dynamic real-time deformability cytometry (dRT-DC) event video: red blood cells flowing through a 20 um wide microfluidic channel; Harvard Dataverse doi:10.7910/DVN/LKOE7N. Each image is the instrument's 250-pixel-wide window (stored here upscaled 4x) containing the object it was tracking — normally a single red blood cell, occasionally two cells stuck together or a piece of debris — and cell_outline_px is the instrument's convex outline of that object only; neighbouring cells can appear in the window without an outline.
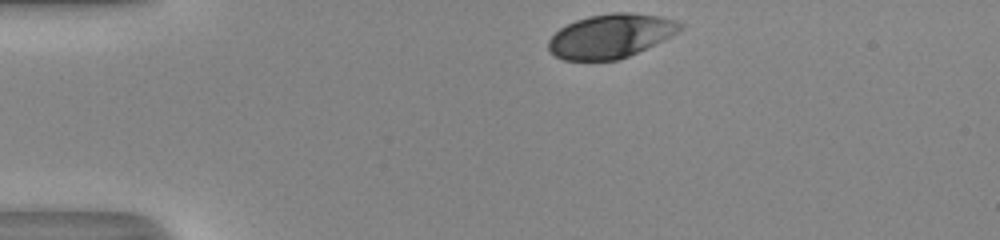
{"species": "human", "species_latin": "Homo sapiens", "temperature_condition": "room temperature", "stored_images_in_passage": 32, "camera_frame_rate_fps": 3000, "um_per_image_px": 0.085, "donor": {"sex": "male"}, "frame": {"image": 1, "passage_image": 1, "time_ms": 0.0, "image_size_px": [1000, 240], "cell_outline_px": [[684, 28], [620, 60], [564, 60], [556, 56], [548, 48], [548, 40], [560, 28], [576, 20], [588, 16], [612, 12], [628, 12], [660, 16], [680, 20], [684, 24]], "centroid_in_image_um": [51.9, 3.04], "position_along_channel_um": 33.1, "area_um2": 33.41}}
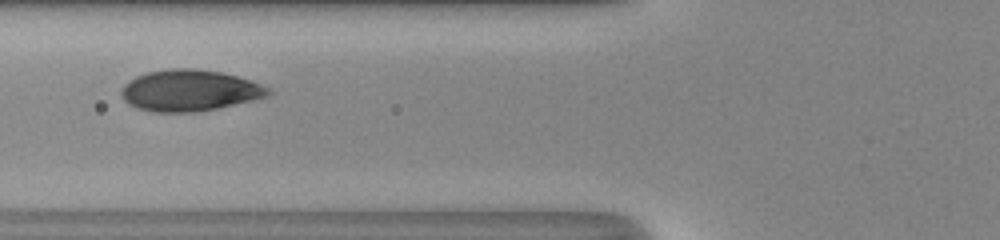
{"frame": {"image": 2, "passage_image": 11, "time_ms": 3.333, "image_size_px": [1000, 240], "cell_outline_px": [[276, 92], [268, 96], [252, 100], [216, 108], [192, 112], [152, 112], [136, 108], [128, 104], [124, 100], [120, 92], [124, 84], [128, 80], [136, 76], [148, 72], [168, 68], [192, 68], [220, 72], [236, 76], [272, 88]], "centroid_in_image_um": [16.1, 7.69], "position_along_channel_um": 109.7, "area_um2": 35.43}}
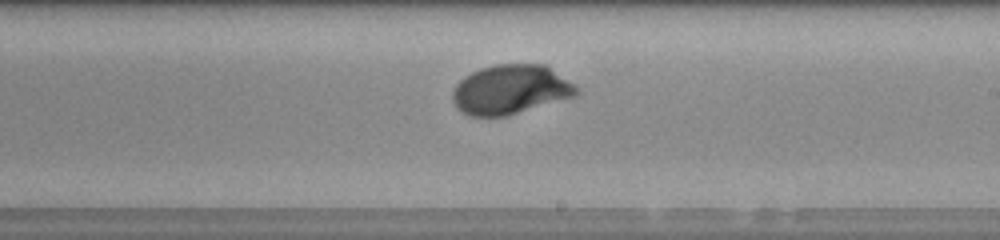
{"frame": {"image": 3, "passage_image": 21, "time_ms": 6.667, "image_size_px": [1000, 240], "cell_outline_px": [[580, 92], [576, 96], [508, 116], [468, 116], [460, 112], [456, 108], [452, 100], [452, 92], [456, 84], [464, 76], [480, 68], [496, 64], [544, 64], [572, 84]], "centroid_in_image_um": [43.34, 7.63], "position_along_channel_um": 245.7, "area_um2": 35.72}, "authors_computed_cell_mechanics": {"area_um2": 35.4314, "velocity_mm_per_s": 4.0886, "shape_relaxation_time_tau1_ms": 2.4743, "shape_relaxation_time_tau2_ms": null, "deformation_change_tau1": 0.1435, "deformation_change_tau2": null}}